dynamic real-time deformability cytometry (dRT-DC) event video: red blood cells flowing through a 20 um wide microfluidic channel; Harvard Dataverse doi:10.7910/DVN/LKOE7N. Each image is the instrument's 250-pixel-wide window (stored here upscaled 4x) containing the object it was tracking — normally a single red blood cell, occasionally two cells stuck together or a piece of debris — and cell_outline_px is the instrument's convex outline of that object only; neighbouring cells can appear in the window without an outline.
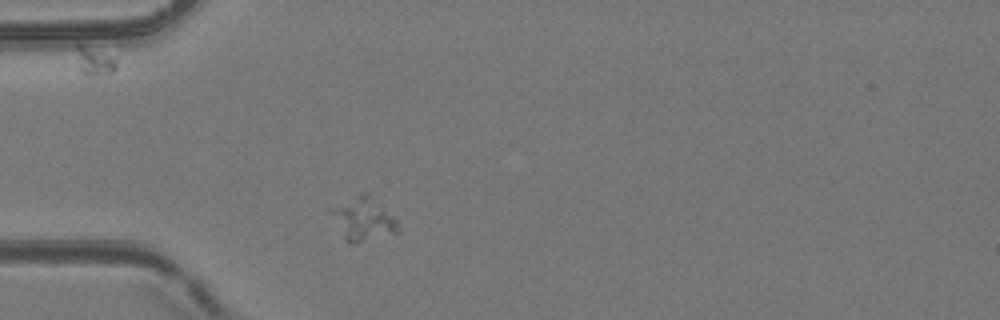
{"species": "common noctule bat (a hibernating species)", "species_latin": "Nyctalus noctula", "temperature_condition": "room temperature", "stored_images_in_passage": 2, "camera_frame_rate_fps": 3000, "um_per_image_px": 0.085, "animal": {"sex": "female", "body_mass_g": 24.6, "forearm_length_mm": 56.2}, "frame": {"image": 1, "passage_image": 2, "time_ms": 1.0, "image_size_px": [1000, 320], "cell_outline_px": [[400, 232], [352, 244], [348, 244], [344, 240], [328, 212], [328, 208], [360, 192], [368, 192], [396, 220], [400, 228]], "centroid_in_image_um": [30.81, 18.61], "position_along_channel_um": 54.2, "area_um2": 17.22}}